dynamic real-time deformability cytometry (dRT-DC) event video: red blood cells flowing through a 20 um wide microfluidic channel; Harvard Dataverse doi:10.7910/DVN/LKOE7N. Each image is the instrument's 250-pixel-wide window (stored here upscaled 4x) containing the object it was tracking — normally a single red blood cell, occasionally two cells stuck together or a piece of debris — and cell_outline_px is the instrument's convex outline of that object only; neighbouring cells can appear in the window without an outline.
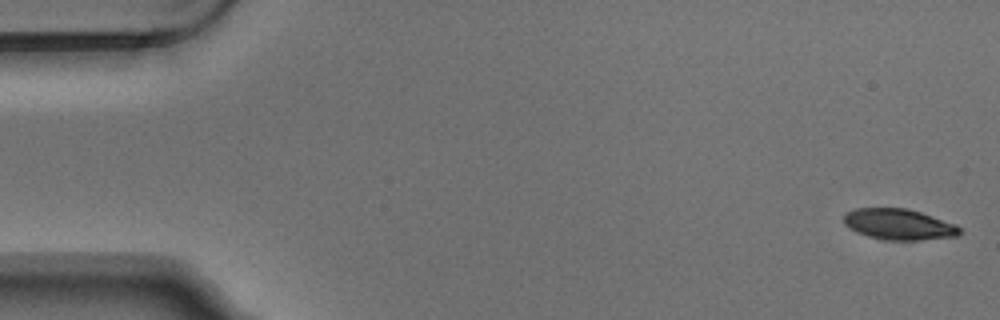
{"species": "Egyptian fruit bat (a non-hibernating species)", "species_latin": "Rousettus aegyptiacus", "temperature_condition": "warm", "stored_images_in_passage": 6, "camera_frame_rate_fps": 3000, "um_per_image_px": 0.085, "animal": {"sex": "male"}, "frame": {"image": 1, "passage_image": 1, "time_ms": 0.0, "image_size_px": [1000, 320], "cell_outline_px": [[964, 232], [956, 236], [920, 240], [884, 240], [868, 236], [856, 232], [848, 228], [844, 224], [844, 216], [848, 212], [856, 208], [908, 208], [956, 224]], "centroid_in_image_um": [76.41, 19.07], "position_along_channel_um": 8.6, "area_um2": 20.92}}
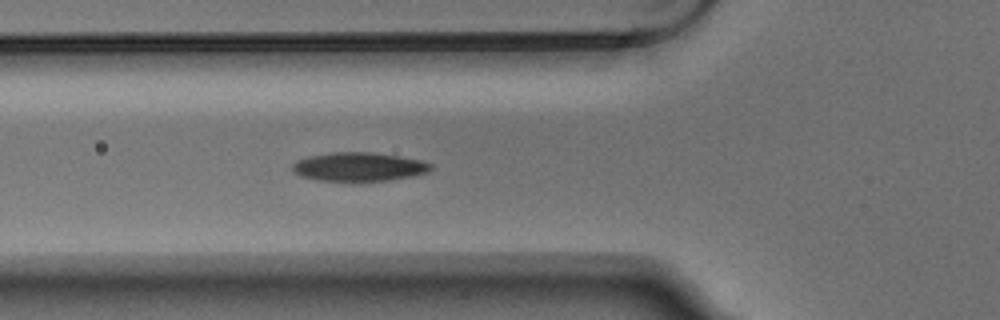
{"frame": {"image": 2, "passage_image": 6, "time_ms": 1.667, "image_size_px": [1000, 320], "cell_outline_px": [[432, 168], [428, 172], [412, 176], [388, 180], [360, 184], [348, 184], [316, 180], [300, 176], [292, 172], [292, 164], [296, 160], [308, 156], [332, 152], [372, 152], [400, 156], [420, 160], [432, 164]], "centroid_in_image_um": [30.45, 14.22], "position_along_channel_um": 95.4, "area_um2": 24.33}}